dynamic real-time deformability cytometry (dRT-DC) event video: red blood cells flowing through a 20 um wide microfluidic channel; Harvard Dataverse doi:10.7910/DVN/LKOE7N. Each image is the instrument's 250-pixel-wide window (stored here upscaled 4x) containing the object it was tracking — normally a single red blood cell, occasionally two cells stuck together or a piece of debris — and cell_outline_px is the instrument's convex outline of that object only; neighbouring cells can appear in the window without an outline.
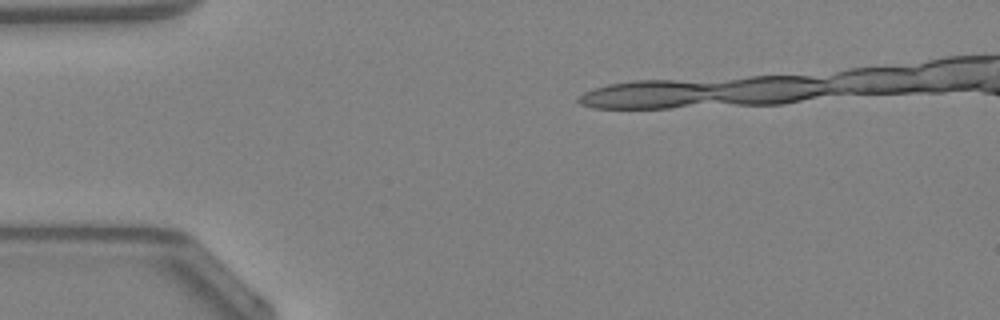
{"species": "Egyptian fruit bat (a non-hibernating species)", "species_latin": "Rousettus aegyptiacus", "temperature_condition": "warm", "stored_images_in_passage": 26, "segment_of_instrument_passage": [1, 2], "camera_frame_rate_fps": 3000, "um_per_image_px": 0.085, "animal": {"sex": "female"}, "frame": {"image": 1, "passage_image": 1, "time_ms": 0.0, "image_size_px": [1000, 320], "cell_outline_px": [[824, 92], [792, 100], [656, 108], [612, 108], [624, 84], [764, 76], [796, 76], [820, 80]], "centroid_in_image_um": [60.88, 7.8], "position_along_channel_um": 24.1, "area_um2": 35.89}}